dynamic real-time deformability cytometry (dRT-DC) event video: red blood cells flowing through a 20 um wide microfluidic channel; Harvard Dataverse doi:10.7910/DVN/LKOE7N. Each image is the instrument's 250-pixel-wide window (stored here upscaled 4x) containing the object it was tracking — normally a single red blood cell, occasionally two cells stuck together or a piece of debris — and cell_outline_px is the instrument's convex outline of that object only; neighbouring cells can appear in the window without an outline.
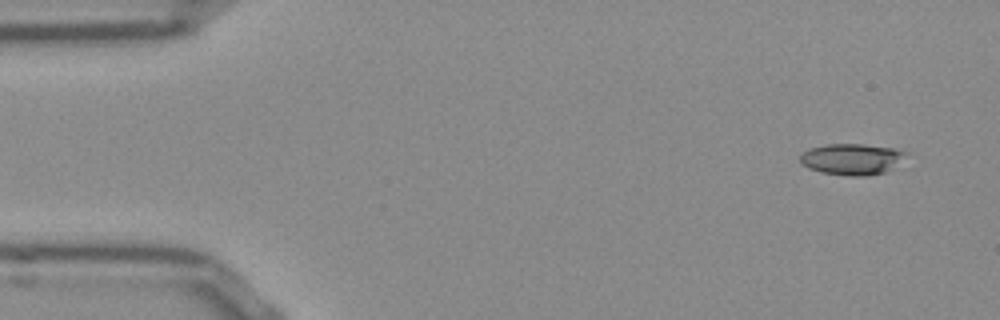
{"species": "Egyptian fruit bat (a non-hibernating species)", "species_latin": "Rousettus aegyptiacus", "temperature_condition": "room temperature", "stored_images_in_passage": 50, "camera_frame_rate_fps": 3000, "um_per_image_px": 0.085, "frame": {"image": 1, "passage_image": 1, "time_ms": 0.0, "image_size_px": [1000, 320], "cell_outline_px": [[908, 152], [888, 172], [868, 176], [848, 176], [820, 172], [808, 168], [800, 160], [800, 156], [804, 152], [812, 148], [828, 144], [860, 144], [896, 148]], "centroid_in_image_um": [72.43, 13.54], "position_along_channel_um": 12.6, "area_um2": 19.13}}
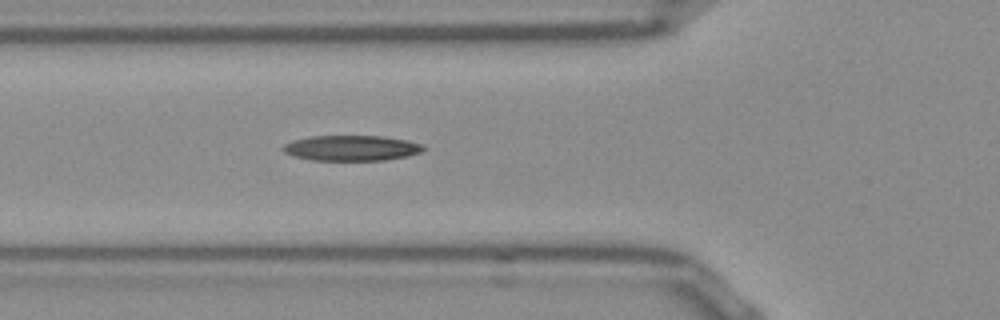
{"frame": {"image": 2, "passage_image": 16, "time_ms": 5.0, "image_size_px": [1000, 320], "cell_outline_px": [[424, 148], [420, 152], [404, 156], [384, 160], [312, 160], [292, 156], [284, 152], [280, 148], [284, 144], [292, 140], [312, 136], [380, 136], [404, 140], [424, 144]], "centroid_in_image_um": [29.8, 12.58], "position_along_channel_um": 96.0, "area_um2": 20.63}}
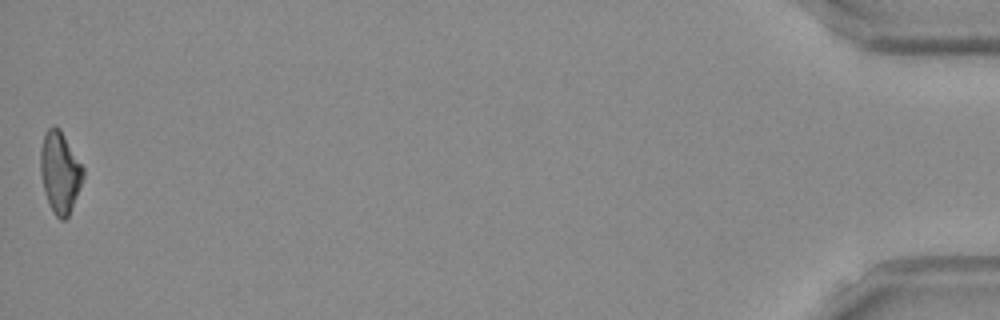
{"frame": {"image": 3, "passage_image": 50, "time_ms": 16.333, "image_size_px": [1000, 320], "cell_outline_px": [[84, 176], [68, 216], [64, 220], [60, 220], [52, 212], [44, 188], [40, 172], [40, 148], [44, 132], [48, 128], [56, 124], [60, 128], [84, 168]], "centroid_in_image_um": [5.08, 14.59], "position_along_channel_um": 430.1, "area_um2": 20.17}, "authors_computed_cell_mechanics": {"area_um2": 20.4323, "velocity_mm_per_s": 3.8459, "shape_relaxation_time_tau1_ms": null, "shape_relaxation_time_tau2_ms": 5.7934, "deformation_change_tau1": null, "deformation_change_tau2": 0.1844}}